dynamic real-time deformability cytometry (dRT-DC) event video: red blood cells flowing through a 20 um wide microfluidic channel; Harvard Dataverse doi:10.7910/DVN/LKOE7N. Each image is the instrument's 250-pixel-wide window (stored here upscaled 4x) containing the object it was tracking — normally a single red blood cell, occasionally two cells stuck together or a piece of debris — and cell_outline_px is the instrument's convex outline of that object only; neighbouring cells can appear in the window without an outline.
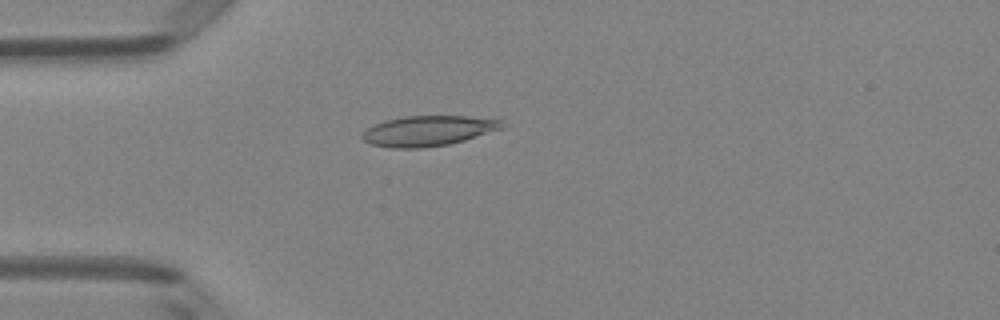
{"species": "Egyptian fruit bat (a non-hibernating species)", "species_latin": "Rousettus aegyptiacus", "temperature_condition": "room temperature", "stored_images_in_passage": 4, "camera_frame_rate_fps": 3000, "um_per_image_px": 0.085, "animal": {"sex": "female"}, "frame": {"image": 1, "passage_image": 4, "time_ms": 1.0, "image_size_px": [1000, 320], "cell_outline_px": [[504, 128], [464, 140], [448, 144], [420, 148], [392, 148], [372, 144], [364, 140], [360, 136], [372, 124], [384, 120], [404, 116], [468, 116], [500, 120]], "centroid_in_image_um": [36.36, 11.11], "position_along_channel_um": 48.6, "area_um2": 24.51}}